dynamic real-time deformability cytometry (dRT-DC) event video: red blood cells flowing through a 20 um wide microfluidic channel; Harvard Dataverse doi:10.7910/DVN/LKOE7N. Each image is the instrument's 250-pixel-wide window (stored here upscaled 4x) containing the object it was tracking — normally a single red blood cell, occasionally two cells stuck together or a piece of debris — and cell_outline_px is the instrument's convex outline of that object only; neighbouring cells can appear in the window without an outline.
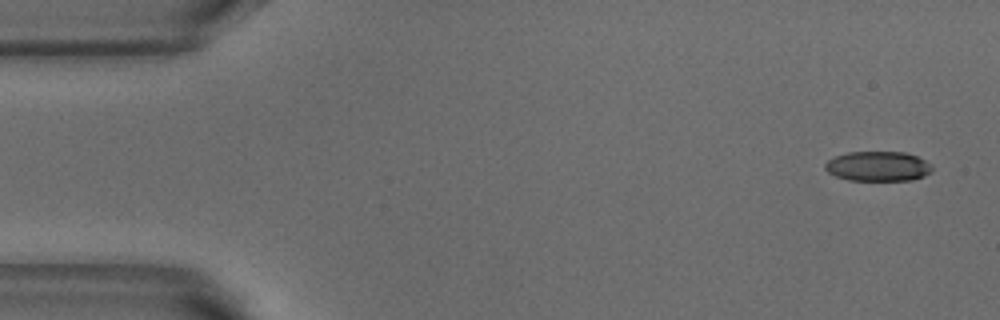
{"species": "common noctule bat (a hibernating species)", "species_latin": "Nyctalus noctula", "temperature_condition": "warm", "stored_images_in_passage": 5, "camera_frame_rate_fps": 3000, "um_per_image_px": 0.085, "animal": {"sex": "male", "body_mass_g": 18.8}, "frame": {"image": 1, "passage_image": 1, "time_ms": 0.0, "image_size_px": [1000, 320], "cell_outline_px": [[932, 172], [924, 176], [912, 180], [848, 180], [836, 176], [828, 172], [824, 168], [824, 164], [828, 160], [836, 156], [848, 152], [904, 152], [916, 156], [932, 164]], "centroid_in_image_um": [74.63, 14.13], "position_along_channel_um": 10.4, "area_um2": 18.61}}
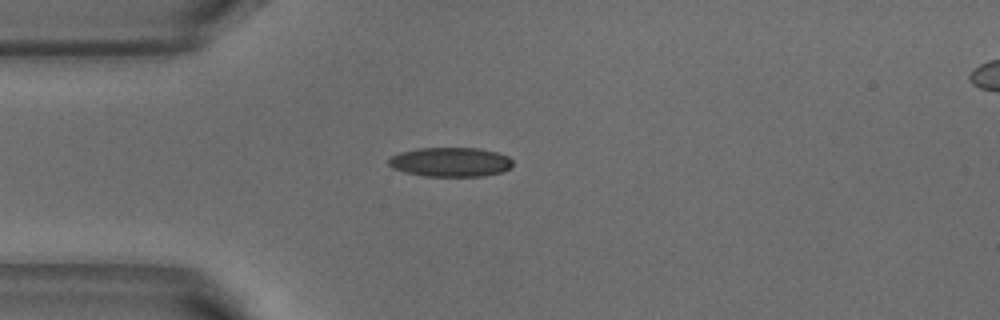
{"frame": {"image": 2, "passage_image": 4, "time_ms": 1.0, "image_size_px": [1000, 320], "cell_outline_px": [[512, 168], [504, 172], [484, 176], [424, 176], [404, 172], [392, 168], [388, 164], [388, 160], [392, 156], [400, 152], [416, 148], [480, 148], [496, 152], [508, 156], [512, 160]], "centroid_in_image_um": [38.31, 13.77], "position_along_channel_um": 46.7, "area_um2": 21.44}}